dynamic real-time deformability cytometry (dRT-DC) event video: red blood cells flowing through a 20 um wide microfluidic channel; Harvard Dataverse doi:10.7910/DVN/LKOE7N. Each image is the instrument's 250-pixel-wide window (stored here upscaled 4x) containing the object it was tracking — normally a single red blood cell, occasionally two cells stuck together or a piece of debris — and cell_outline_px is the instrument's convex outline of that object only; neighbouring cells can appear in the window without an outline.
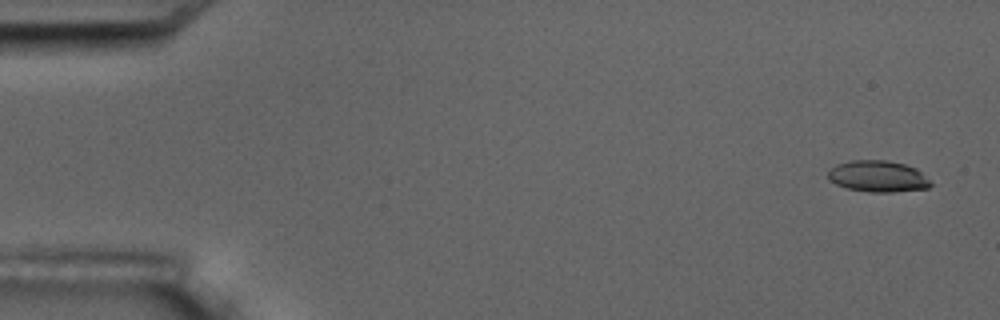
{"species": "common noctule bat (a hibernating species)", "species_latin": "Nyctalus noctula", "temperature_condition": "room temperature", "stored_images_in_passage": 5, "camera_frame_rate_fps": 3000, "um_per_image_px": 0.085, "animal": {"sex": "male", "body_mass_g": 17.5, "forearm_length_mm": 52.3}, "frame": {"image": 1, "passage_image": 1, "time_ms": 0.0, "image_size_px": [1000, 320], "cell_outline_px": [[932, 184], [928, 188], [892, 192], [868, 192], [848, 188], [836, 184], [828, 180], [828, 172], [836, 164], [852, 160], [888, 160], [904, 164], [916, 168]], "centroid_in_image_um": [74.6, 14.98], "position_along_channel_um": 10.4, "area_um2": 18.67}}
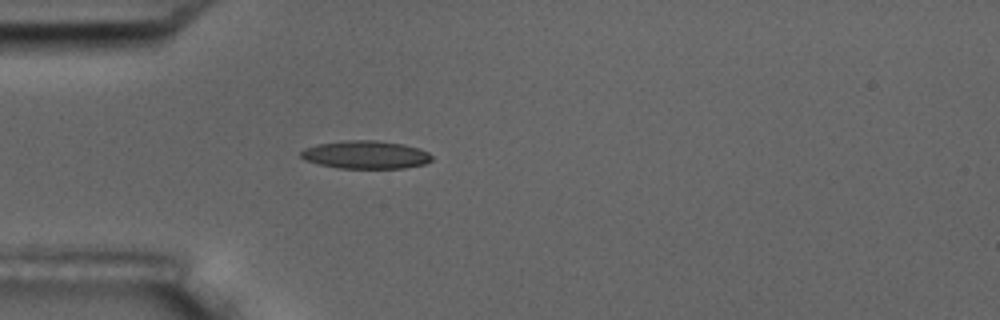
{"frame": {"image": 2, "passage_image": 5, "time_ms": 4.667, "image_size_px": [1000, 320], "cell_outline_px": [[432, 160], [424, 164], [404, 168], [336, 168], [304, 160], [300, 156], [300, 152], [304, 148], [316, 144], [344, 140], [376, 140], [404, 144], [420, 148], [428, 152], [432, 156]], "centroid_in_image_um": [31.07, 13.14], "position_along_channel_um": 53.9, "area_um2": 21.56}}